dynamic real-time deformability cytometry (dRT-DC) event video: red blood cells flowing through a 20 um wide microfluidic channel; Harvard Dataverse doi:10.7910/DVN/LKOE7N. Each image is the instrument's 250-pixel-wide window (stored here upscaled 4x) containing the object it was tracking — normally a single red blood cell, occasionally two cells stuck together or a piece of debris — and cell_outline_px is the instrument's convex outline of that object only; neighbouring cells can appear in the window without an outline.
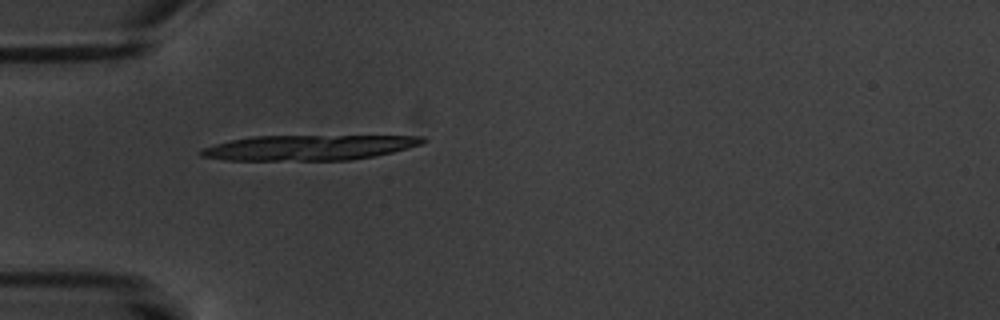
{"species": "common noctule bat (a hibernating species)", "species_latin": "Nyctalus noctula", "temperature_condition": "warm", "stored_images_in_passage": 4, "camera_frame_rate_fps": 3000, "um_per_image_px": 0.085, "animal": {"sex": "male", "body_mass_g": 20.1, "forearm_length_mm": 53.5}, "frame": {"image": 1, "passage_image": 4, "time_ms": 4.333, "image_size_px": [1000, 320], "cell_outline_px": [[428, 140], [420, 144], [408, 148], [392, 152], [372, 156], [348, 160], [224, 160], [200, 156], [196, 152], [204, 148], [216, 144], [232, 140], [252, 136], [424, 136]], "centroid_in_image_um": [26.23, 12.54], "position_along_channel_um": 58.8, "area_um2": 32.37}}